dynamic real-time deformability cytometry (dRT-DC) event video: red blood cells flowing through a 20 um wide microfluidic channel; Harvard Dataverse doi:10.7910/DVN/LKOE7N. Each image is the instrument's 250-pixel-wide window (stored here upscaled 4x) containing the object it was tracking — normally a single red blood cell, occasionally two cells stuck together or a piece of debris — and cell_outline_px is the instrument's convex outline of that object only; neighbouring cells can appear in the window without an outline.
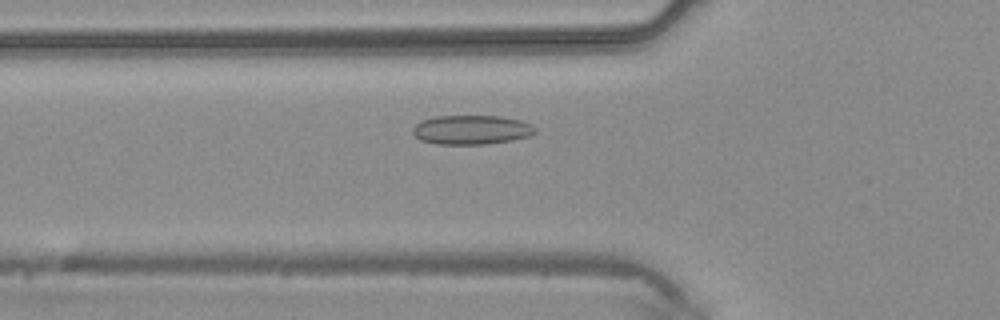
{"species": "common noctule bat (a hibernating species)", "species_latin": "Nyctalus noctula", "temperature_condition": "warm", "stored_images_in_passage": 40, "camera_frame_rate_fps": 3000, "um_per_image_px": 0.085, "animal": {"sex": "male", "body_mass_g": 20.4}, "frame": {"image": 1, "passage_image": 12, "time_ms": 3.667, "image_size_px": [1000, 320], "cell_outline_px": [[536, 132], [532, 136], [512, 140], [484, 144], [436, 144], [420, 140], [412, 132], [412, 128], [416, 124], [424, 120], [436, 116], [500, 116], [520, 120], [532, 124], [536, 128]], "centroid_in_image_um": [40.11, 11.03], "position_along_channel_um": 85.7, "area_um2": 20.92}}
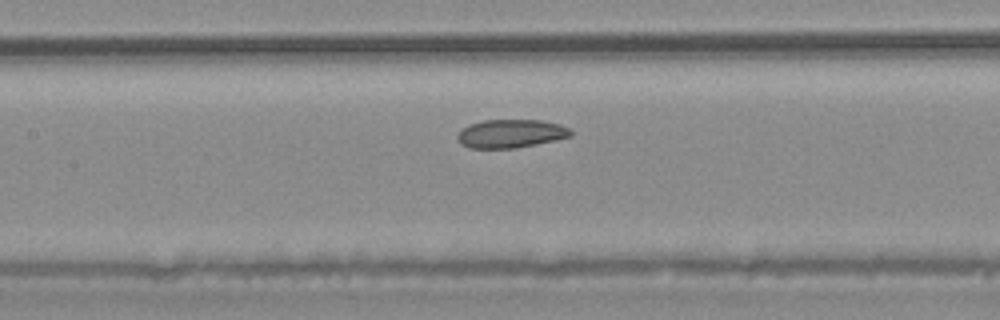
{"frame": {"image": 2, "passage_image": 17, "time_ms": 5.333, "image_size_px": [1000, 320], "cell_outline_px": [[572, 136], [556, 140], [516, 148], [468, 148], [460, 144], [456, 140], [456, 136], [460, 128], [468, 124], [484, 120], [540, 120], [560, 124], [568, 128], [572, 132]], "centroid_in_image_um": [43.36, 11.36], "position_along_channel_um": 164.0, "area_um2": 19.02}}
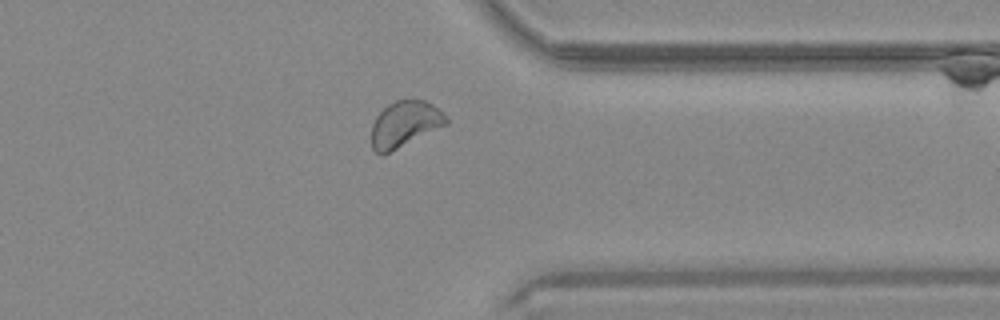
{"frame": {"image": 3, "passage_image": 31, "time_ms": 10.0, "image_size_px": [1000, 320], "cell_outline_px": [[448, 124], [380, 156], [372, 148], [372, 124], [376, 116], [388, 104], [396, 100], [424, 100], [440, 108], [448, 120]], "centroid_in_image_um": [34.41, 10.53], "position_along_channel_um": 377.0, "area_um2": 19.83}}